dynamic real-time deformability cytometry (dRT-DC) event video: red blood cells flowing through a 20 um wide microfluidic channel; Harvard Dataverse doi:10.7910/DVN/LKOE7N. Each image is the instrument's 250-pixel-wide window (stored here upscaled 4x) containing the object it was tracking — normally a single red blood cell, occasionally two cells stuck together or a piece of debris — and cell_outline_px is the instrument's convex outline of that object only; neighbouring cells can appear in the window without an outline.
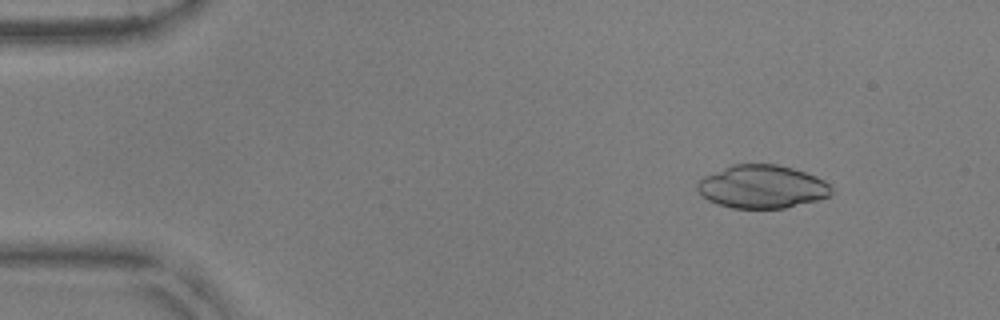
{"species": "common noctule bat (a hibernating species)", "species_latin": "Nyctalus noctula", "temperature_condition": "warm", "stored_images_in_passage": 10, "camera_frame_rate_fps": 3000, "um_per_image_px": 0.085, "animal": {"sex": "male", "body_mass_g": 17.9, "forearm_length_mm": 54.2}, "frame": {"image": 1, "passage_image": 3, "time_ms": 0.667, "image_size_px": [1000, 320], "cell_outline_px": [[832, 192], [828, 196], [816, 200], [784, 208], [732, 208], [716, 204], [708, 200], [696, 188], [696, 184], [704, 176], [732, 164], [776, 164], [792, 168], [816, 176], [824, 180], [832, 188]], "centroid_in_image_um": [64.75, 15.87], "position_along_channel_um": 20.2, "area_um2": 33.52}}